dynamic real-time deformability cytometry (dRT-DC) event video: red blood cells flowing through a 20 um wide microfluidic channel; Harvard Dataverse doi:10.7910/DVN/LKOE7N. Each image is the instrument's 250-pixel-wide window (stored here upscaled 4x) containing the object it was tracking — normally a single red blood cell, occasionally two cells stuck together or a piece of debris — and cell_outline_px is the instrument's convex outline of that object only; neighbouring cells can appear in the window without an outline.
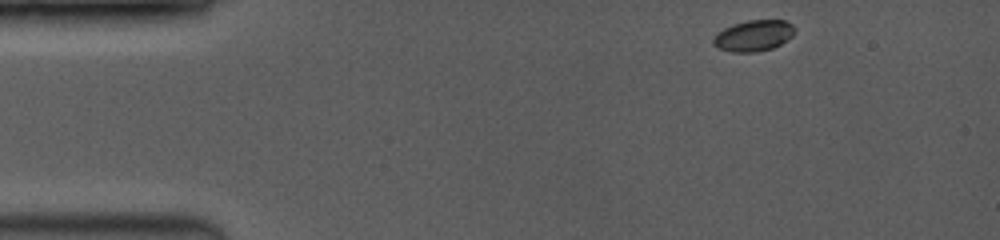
{"species": "common noctule bat (a hibernating species)", "species_latin": "Nyctalus noctula", "temperature_condition": "room temperature", "stored_images_in_passage": 7, "camera_frame_rate_fps": 3500, "um_per_image_px": 0.085, "animal": {"sex": "female", "body_mass_g": 19.0, "forearm_length_mm": 53.3}, "frame": {"image": 1, "passage_image": 1, "time_ms": 0.0, "image_size_px": [1000, 240], "cell_outline_px": [[796, 32], [792, 36], [780, 44], [772, 48], [756, 52], [732, 52], [716, 48], [712, 44], [712, 40], [716, 32], [732, 24], [748, 20], [784, 20], [792, 24]], "centroid_in_image_um": [64.02, 3.03], "position_along_channel_um": 21.0, "area_um2": 14.91}}
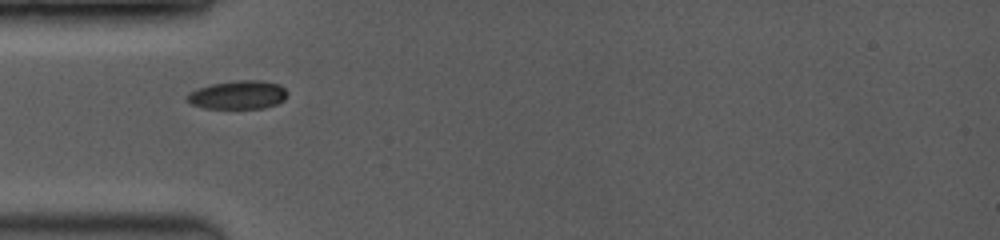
{"frame": {"image": 2, "passage_image": 6, "time_ms": 3.143, "image_size_px": [1000, 240], "cell_outline_px": [[288, 96], [284, 100], [276, 104], [264, 108], [204, 108], [192, 104], [184, 96], [200, 88], [212, 84], [240, 80], [260, 80], [280, 84], [288, 92]], "centroid_in_image_um": [20.29, 8.06], "position_along_channel_um": 64.7, "area_um2": 16.53}}